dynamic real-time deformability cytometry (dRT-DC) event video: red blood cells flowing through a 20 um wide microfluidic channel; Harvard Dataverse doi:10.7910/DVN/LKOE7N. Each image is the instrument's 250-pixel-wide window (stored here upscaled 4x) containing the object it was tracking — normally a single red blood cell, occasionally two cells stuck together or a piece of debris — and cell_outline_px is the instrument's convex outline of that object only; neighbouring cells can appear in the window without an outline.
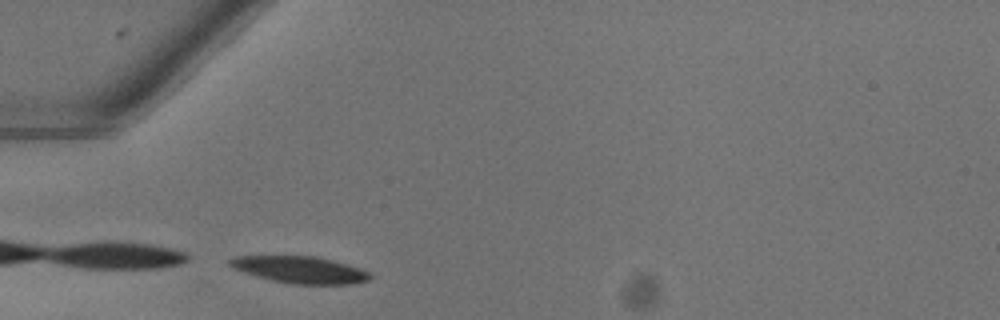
{"species": "common noctule bat (a hibernating species)", "species_latin": "Nyctalus noctula", "temperature_condition": "warm", "stored_images_in_passage": 28, "camera_frame_rate_fps": 3000, "um_per_image_px": 0.085, "animal": {"sex": "female"}, "frame": {"image": 1, "passage_image": 1, "time_ms": 0.0, "image_size_px": [1000, 320], "cell_outline_px": [[372, 276], [368, 280], [352, 284], [292, 284], [272, 280], [256, 276], [232, 268], [228, 264], [228, 260], [236, 256], [316, 256], [348, 264], [360, 268], [368, 272]], "centroid_in_image_um": [25.5, 22.92], "position_along_channel_um": 59.5, "area_um2": 21.91}, "authors_computed_cell_mechanics": {"area_um2": 23.0911, "velocity_mm_per_s": 4.0336, "shape_relaxation_time_tau1_ms": 2.6335, "shape_relaxation_time_tau2_ms": null, "deformation_change_tau1": 0.1254, "deformation_change_tau2": null}}